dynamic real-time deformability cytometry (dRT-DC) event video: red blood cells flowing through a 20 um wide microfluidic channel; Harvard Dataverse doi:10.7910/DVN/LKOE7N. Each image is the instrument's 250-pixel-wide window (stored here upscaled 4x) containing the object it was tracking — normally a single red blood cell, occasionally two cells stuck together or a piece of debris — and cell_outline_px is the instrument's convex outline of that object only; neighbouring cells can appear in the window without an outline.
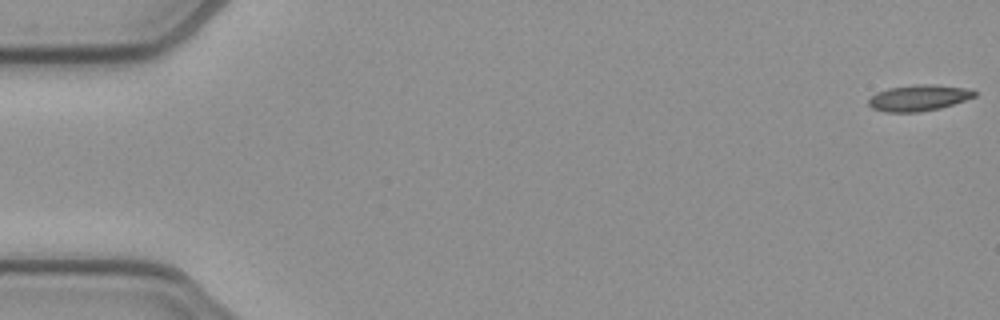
{"species": "common noctule bat (a hibernating species)", "species_latin": "Nyctalus noctula", "temperature_condition": "cold", "stored_images_in_passage": 53, "camera_frame_rate_fps": 3000, "um_per_image_px": 0.085, "animal": {"sex": "female", "body_mass_g": 21.9}, "frame": {"image": 1, "passage_image": 1, "time_ms": 0.0, "image_size_px": [1000, 320], "cell_outline_px": [[976, 96], [940, 108], [916, 112], [888, 112], [872, 108], [868, 104], [868, 100], [876, 92], [888, 88], [916, 84], [936, 84], [972, 88], [976, 92]], "centroid_in_image_um": [78.11, 8.3], "position_along_channel_um": 6.9, "area_um2": 16.18}}
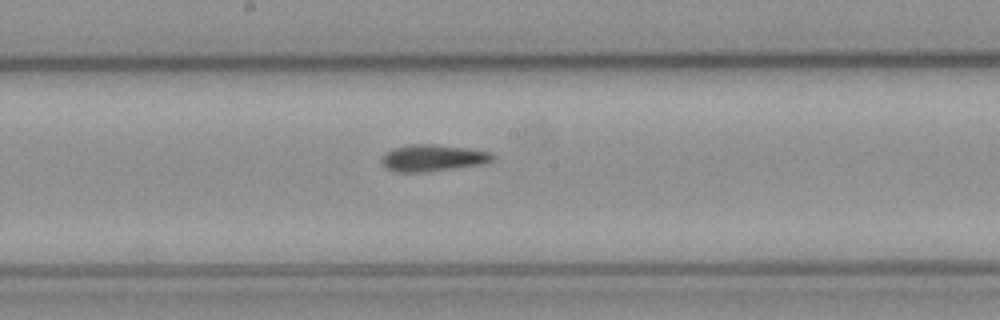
{"frame": {"image": 2, "passage_image": 28, "time_ms": 9.0, "image_size_px": [1000, 320], "cell_outline_px": [[496, 156], [492, 160], [480, 164], [428, 172], [396, 172], [384, 168], [380, 160], [392, 148], [408, 144], [436, 144], [464, 148], [488, 152]], "centroid_in_image_um": [36.72, 13.43], "position_along_channel_um": 211.5, "area_um2": 17.17}}
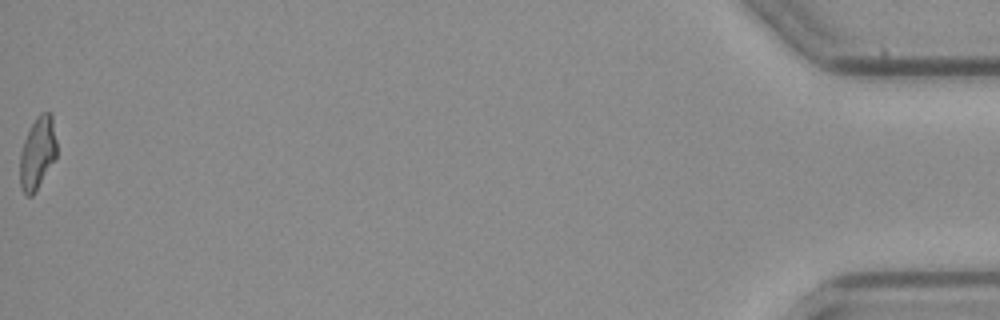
{"frame": {"image": 3, "passage_image": 53, "time_ms": 17.333, "image_size_px": [1000, 320], "cell_outline_px": [[56, 156], [36, 192], [32, 196], [28, 196], [24, 192], [20, 184], [20, 152], [24, 140], [36, 116], [40, 112], [52, 112], [56, 140]], "centroid_in_image_um": [3.19, 12.99], "position_along_channel_um": 432.0, "area_um2": 15.49}, "authors_computed_cell_mechanics": {"area_um2": 16.2996, "velocity_mm_per_s": 3.912, "shape_relaxation_time_tau1_ms": null, "shape_relaxation_time_tau2_ms": 4.2082, "deformation_change_tau1": null, "deformation_change_tau2": 0.1183}}